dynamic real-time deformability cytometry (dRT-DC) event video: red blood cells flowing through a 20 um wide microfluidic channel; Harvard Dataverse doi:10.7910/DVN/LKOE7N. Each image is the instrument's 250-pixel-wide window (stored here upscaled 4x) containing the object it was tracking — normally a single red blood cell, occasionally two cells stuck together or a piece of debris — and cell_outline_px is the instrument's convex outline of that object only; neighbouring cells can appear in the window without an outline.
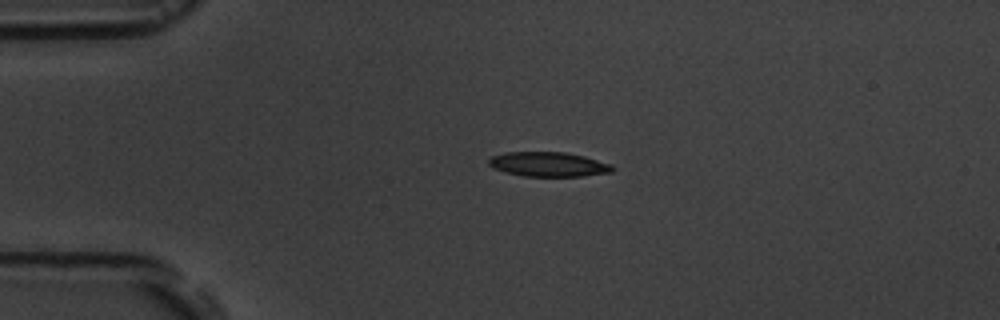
{"species": "common noctule bat (a hibernating species)", "species_latin": "Nyctalus noctula", "temperature_condition": "room temperature", "stored_images_in_passage": 3, "camera_frame_rate_fps": 3000, "um_per_image_px": 0.085, "animal": {"sex": "male", "body_mass_g": 19.5, "forearm_length_mm": 54.6}, "frame": {"image": 1, "passage_image": 1, "time_ms": 0.0, "image_size_px": [1000, 320], "cell_outline_px": [[616, 168], [612, 172], [584, 176], [524, 176], [492, 168], [488, 164], [488, 160], [492, 156], [508, 152], [564, 152], [584, 156], [612, 164]], "centroid_in_image_um": [46.66, 13.96], "position_along_channel_um": 38.3, "area_um2": 17.69}}
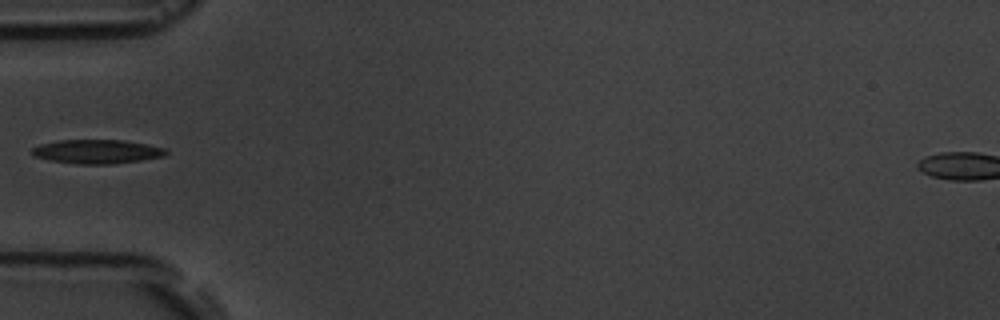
{"frame": {"image": 2, "passage_image": 3, "time_ms": 2.0, "image_size_px": [1000, 320], "cell_outline_px": [[168, 152], [164, 156], [140, 160], [112, 164], [76, 164], [52, 160], [32, 156], [32, 148], [40, 144], [60, 140], [124, 140], [148, 144], [164, 148]], "centroid_in_image_um": [8.24, 12.88], "position_along_channel_um": 76.8, "area_um2": 18.67}}